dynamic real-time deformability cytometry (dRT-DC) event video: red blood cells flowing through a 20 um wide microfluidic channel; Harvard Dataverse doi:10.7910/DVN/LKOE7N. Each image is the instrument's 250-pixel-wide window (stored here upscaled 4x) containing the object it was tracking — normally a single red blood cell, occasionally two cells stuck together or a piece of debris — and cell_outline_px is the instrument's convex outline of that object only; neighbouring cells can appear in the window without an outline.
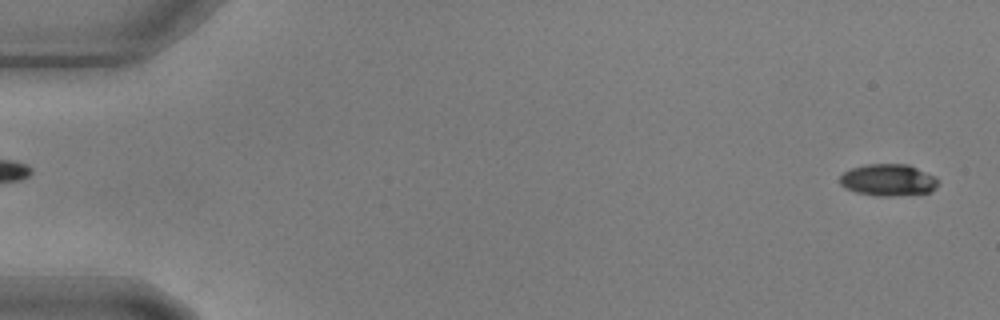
{"species": "common noctule bat (a hibernating species)", "species_latin": "Nyctalus noctula", "temperature_condition": "warm", "stored_images_in_passage": 59, "camera_frame_rate_fps": 3000, "um_per_image_px": 0.085, "animal": {"sex": "male", "body_mass_g": 17.9, "forearm_length_mm": 54.2}, "frame": {"image": 1, "passage_image": 2, "time_ms": 0.333, "image_size_px": [1000, 320], "cell_outline_px": [[940, 180], [936, 188], [932, 192], [900, 196], [880, 196], [856, 192], [844, 188], [840, 184], [840, 176], [844, 172], [852, 168], [864, 164], [908, 164], [936, 176]], "centroid_in_image_um": [75.54, 15.3], "position_along_channel_um": 9.5, "area_um2": 18.55}}
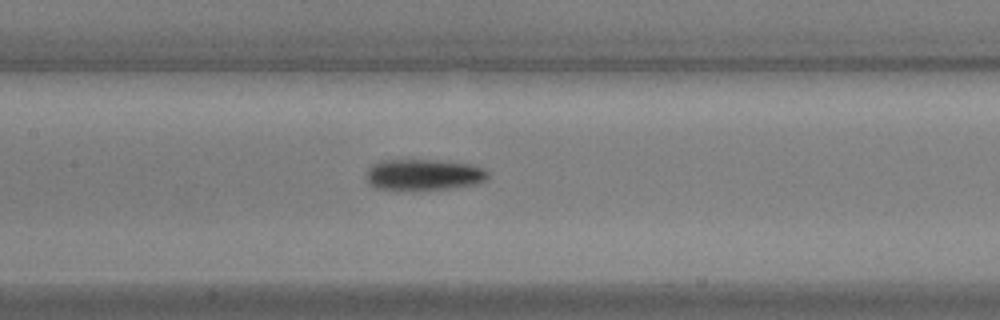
{"frame": {"image": 2, "passage_image": 28, "time_ms": 9.0, "image_size_px": [1000, 320], "cell_outline_px": [[488, 176], [484, 180], [476, 184], [452, 188], [376, 188], [368, 180], [368, 168], [372, 164], [380, 160], [436, 160], [468, 164], [484, 168], [488, 172]], "centroid_in_image_um": [36.05, 14.81], "position_along_channel_um": 171.4, "area_um2": 21.33}}
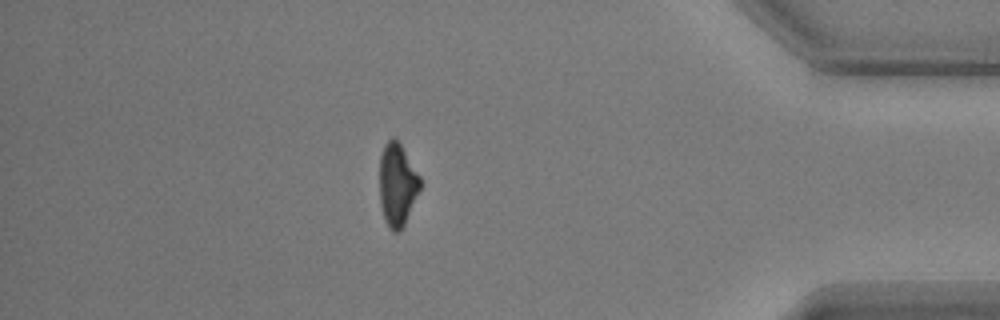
{"frame": {"image": 3, "passage_image": 51, "time_ms": 16.667, "image_size_px": [1000, 320], "cell_outline_px": [[420, 188], [404, 224], [400, 232], [392, 232], [388, 228], [384, 220], [380, 204], [380, 156], [384, 144], [392, 136], [400, 144], [420, 176]], "centroid_in_image_um": [33.74, 15.72], "position_along_channel_um": 401.5, "area_um2": 19.42}}